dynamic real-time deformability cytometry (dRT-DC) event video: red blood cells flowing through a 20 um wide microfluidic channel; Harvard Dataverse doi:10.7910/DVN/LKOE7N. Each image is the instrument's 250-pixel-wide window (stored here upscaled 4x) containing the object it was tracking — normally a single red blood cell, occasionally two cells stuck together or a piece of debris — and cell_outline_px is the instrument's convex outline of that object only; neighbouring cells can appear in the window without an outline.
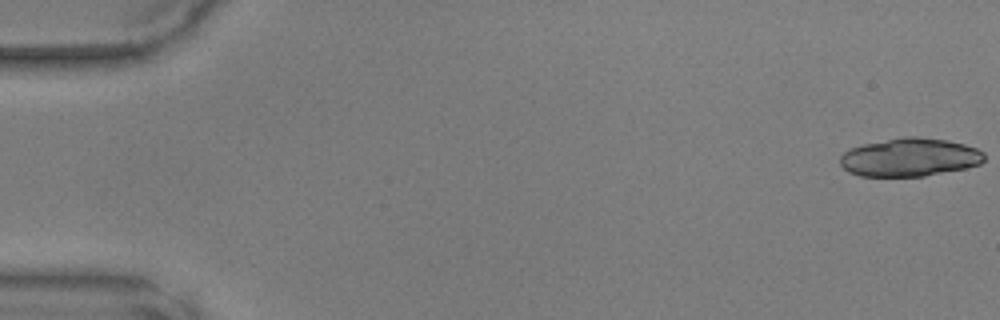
{"species": "common noctule bat (a hibernating species)", "species_latin": "Nyctalus noctula", "temperature_condition": "warm", "stored_images_in_passage": 17, "camera_frame_rate_fps": 3000, "um_per_image_px": 0.085, "animal": {"sex": "male", "body_mass_g": 17.9, "forearm_length_mm": 54.2}, "frame": {"image": 1, "passage_image": 1, "time_ms": 0.0, "image_size_px": [1000, 320], "cell_outline_px": [[984, 160], [980, 164], [964, 168], [924, 176], [860, 176], [848, 172], [840, 164], [840, 156], [844, 152], [852, 148], [864, 144], [908, 136], [916, 136], [948, 140], [964, 144], [976, 148], [984, 152]], "centroid_in_image_um": [77.33, 13.37], "position_along_channel_um": 7.7, "area_um2": 31.96}}